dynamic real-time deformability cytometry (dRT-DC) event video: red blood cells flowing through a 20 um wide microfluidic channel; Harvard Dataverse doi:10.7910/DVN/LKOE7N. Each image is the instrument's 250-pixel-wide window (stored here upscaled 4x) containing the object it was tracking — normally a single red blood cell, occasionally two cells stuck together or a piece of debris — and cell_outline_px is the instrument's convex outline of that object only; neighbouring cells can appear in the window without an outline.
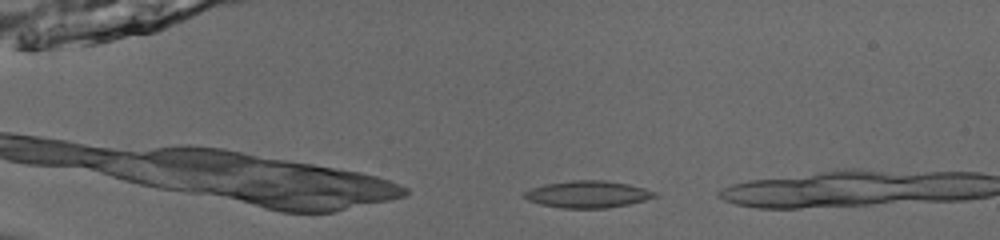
{"species": "common noctule bat (a hibernating species)", "species_latin": "Nyctalus noctula", "temperature_condition": "room temperature", "stored_images_in_passage": 10, "camera_frame_rate_fps": 3000, "um_per_image_px": 0.085, "animal": {"sex": "male", "body_mass_g": 13.0, "forearm_length_mm": 53.1}, "frame": {"image": 1, "passage_image": 4, "time_ms": 1.0, "image_size_px": [1000, 240], "cell_outline_px": [[660, 196], [628, 204], [608, 208], [560, 208], [540, 204], [528, 200], [520, 196], [524, 192], [532, 188], [544, 184], [572, 180], [604, 180], [628, 184], [644, 188], [656, 192]], "centroid_in_image_um": [49.94, 16.51], "position_along_channel_um": 35.1, "area_um2": 20.58}}